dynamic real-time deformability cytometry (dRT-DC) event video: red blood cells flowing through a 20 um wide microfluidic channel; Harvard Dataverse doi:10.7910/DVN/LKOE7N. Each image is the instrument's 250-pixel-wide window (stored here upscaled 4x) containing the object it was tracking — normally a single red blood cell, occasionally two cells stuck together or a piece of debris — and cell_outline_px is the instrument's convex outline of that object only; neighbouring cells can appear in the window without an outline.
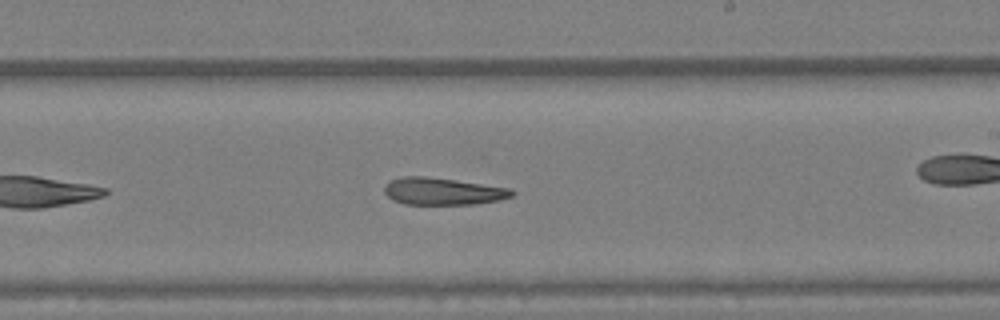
{"species": "Egyptian fruit bat (a non-hibernating species)", "species_latin": "Rousettus aegyptiacus", "temperature_condition": "warm", "stored_images_in_passage": 23, "camera_frame_rate_fps": 3000, "um_per_image_px": 0.085, "animal": {"sex": "female"}, "frame": {"image": 1, "passage_image": 13, "time_ms": 4.0, "image_size_px": [1000, 320], "cell_outline_px": [[516, 192], [512, 196], [500, 200], [476, 204], [404, 204], [392, 200], [384, 192], [384, 184], [400, 176], [424, 176], [512, 188]], "centroid_in_image_um": [37.63, 16.26], "position_along_channel_um": 251.4, "area_um2": 20.23}}